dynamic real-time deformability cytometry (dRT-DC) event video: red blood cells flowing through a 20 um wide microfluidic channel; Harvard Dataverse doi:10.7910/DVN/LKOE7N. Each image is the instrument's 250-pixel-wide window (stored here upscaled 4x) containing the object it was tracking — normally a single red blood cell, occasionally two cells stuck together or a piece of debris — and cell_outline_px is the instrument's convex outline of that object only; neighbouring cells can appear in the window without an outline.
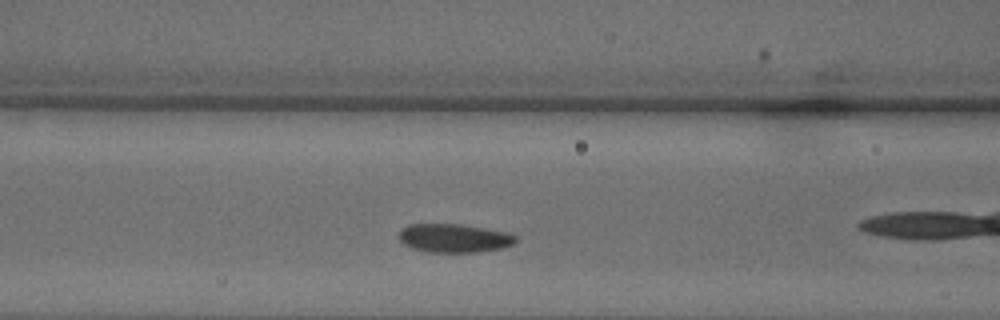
{"species": "common noctule bat (a hibernating species)", "species_latin": "Nyctalus noctula", "temperature_condition": "warm", "stored_images_in_passage": 31, "camera_frame_rate_fps": 3000, "um_per_image_px": 0.085, "animal": {"sex": "male", "body_mass_g": 18.8}, "frame": {"image": 1, "passage_image": 13, "time_ms": 4.0, "image_size_px": [1000, 320], "cell_outline_px": [[516, 240], [512, 244], [504, 248], [476, 252], [428, 252], [404, 244], [400, 240], [400, 228], [408, 224], [460, 224], [512, 232], [516, 236]], "centroid_in_image_um": [38.65, 20.23], "position_along_channel_um": 128.0, "area_um2": 19.54}}
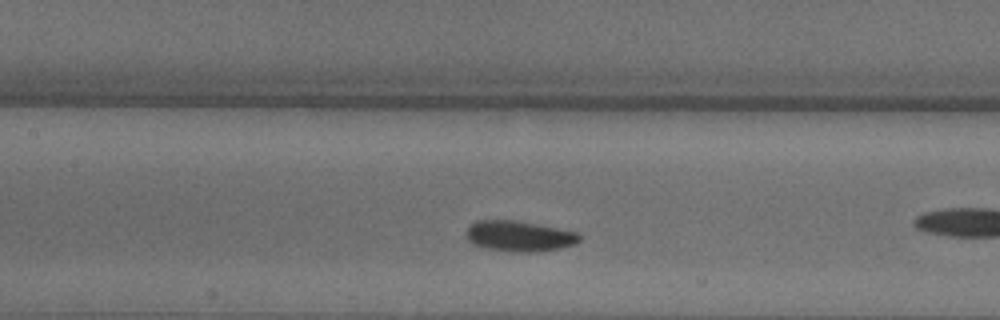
{"frame": {"image": 2, "passage_image": 15, "time_ms": 4.667, "image_size_px": [1000, 320], "cell_outline_px": [[580, 240], [572, 244], [560, 248], [536, 252], [512, 252], [484, 248], [472, 244], [468, 240], [464, 232], [476, 220], [516, 220], [580, 232]], "centroid_in_image_um": [44.11, 20.07], "position_along_channel_um": 163.3, "area_um2": 20.4}}
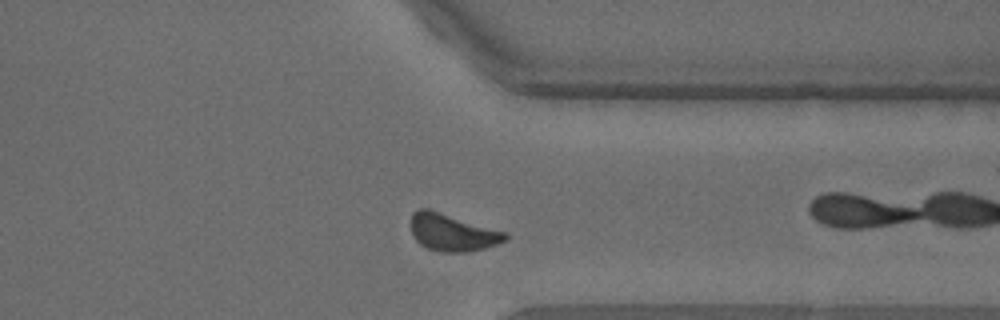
{"frame": {"image": 3, "passage_image": 27, "time_ms": 8.667, "image_size_px": [1000, 320], "cell_outline_px": [[508, 236], [504, 240], [496, 244], [484, 248], [468, 252], [440, 252], [428, 248], [420, 244], [412, 236], [412, 212], [420, 208], [428, 208], [508, 232]], "centroid_in_image_um": [38.45, 19.75], "position_along_channel_um": 372.9, "area_um2": 20.52}}